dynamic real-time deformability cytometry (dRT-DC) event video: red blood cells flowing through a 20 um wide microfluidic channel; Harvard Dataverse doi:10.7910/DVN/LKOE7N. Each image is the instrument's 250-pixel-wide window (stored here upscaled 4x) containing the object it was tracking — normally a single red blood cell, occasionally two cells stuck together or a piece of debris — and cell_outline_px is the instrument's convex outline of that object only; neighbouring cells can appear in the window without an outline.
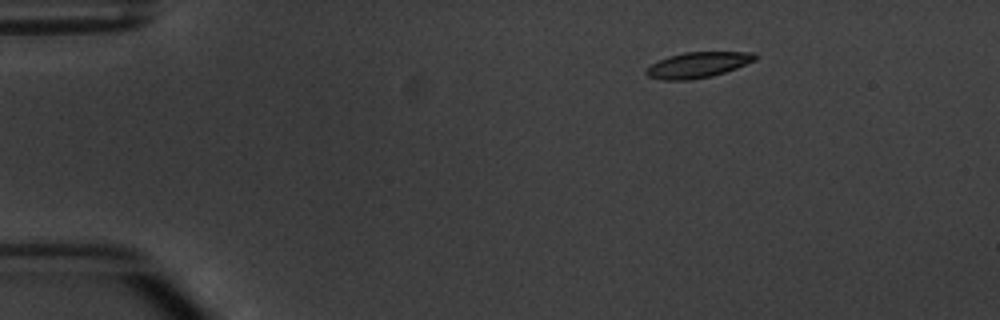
{"species": "common noctule bat (a hibernating species)", "species_latin": "Nyctalus noctula", "temperature_condition": "warm", "stored_images_in_passage": 5, "camera_frame_rate_fps": 3000, "um_per_image_px": 0.085, "animal": {"sex": "male", "body_mass_g": 20.1, "forearm_length_mm": 53.5}, "frame": {"image": 1, "passage_image": 3, "time_ms": 2.333, "image_size_px": [1000, 320], "cell_outline_px": [[756, 60], [736, 68], [712, 76], [692, 80], [664, 80], [648, 76], [644, 72], [652, 64], [668, 56], [684, 52], [756, 52]], "centroid_in_image_um": [59.33, 5.51], "position_along_channel_um": 25.7, "area_um2": 16.18}}
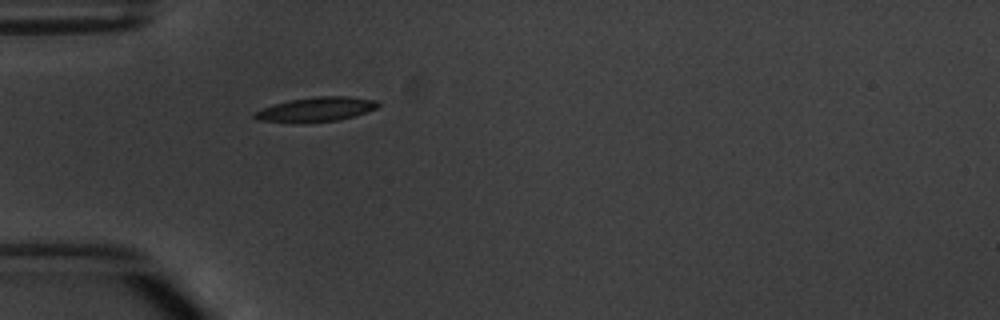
{"frame": {"image": 2, "passage_image": 5, "time_ms": 5.0, "image_size_px": [1000, 320], "cell_outline_px": [[380, 104], [376, 108], [368, 112], [356, 116], [336, 120], [256, 120], [252, 116], [252, 112], [260, 108], [288, 100], [316, 96], [348, 96], [376, 100]], "centroid_in_image_um": [26.9, 9.24], "position_along_channel_um": 58.1, "area_um2": 16.94}}